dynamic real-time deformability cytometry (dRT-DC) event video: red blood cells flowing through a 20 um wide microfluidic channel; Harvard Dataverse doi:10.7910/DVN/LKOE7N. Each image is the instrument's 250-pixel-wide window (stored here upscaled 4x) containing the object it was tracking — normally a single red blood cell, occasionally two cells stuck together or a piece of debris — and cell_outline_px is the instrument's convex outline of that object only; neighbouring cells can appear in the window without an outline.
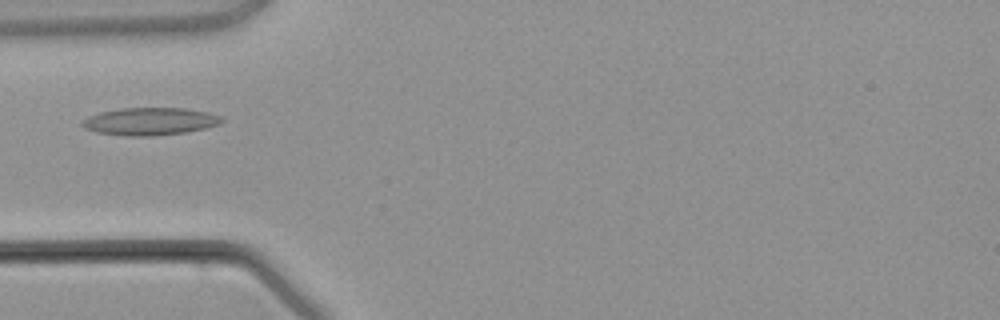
{"species": "common noctule bat (a hibernating species)", "species_latin": "Nyctalus noctula", "temperature_condition": "warm", "stored_images_in_passage": 4, "camera_frame_rate_fps": 3000, "um_per_image_px": 0.085, "animal": {"sex": "male", "body_mass_g": 21.5, "forearm_length_mm": 52.0}, "frame": {"image": 1, "passage_image": 3, "time_ms": 3.0, "image_size_px": [1000, 320], "cell_outline_px": [[224, 120], [220, 124], [204, 128], [184, 132], [152, 136], [128, 136], [96, 132], [84, 128], [80, 124], [88, 116], [100, 112], [120, 108], [184, 108], [208, 112], [220, 116]], "centroid_in_image_um": [12.73, 10.31], "position_along_channel_um": 72.3, "area_um2": 22.31}}
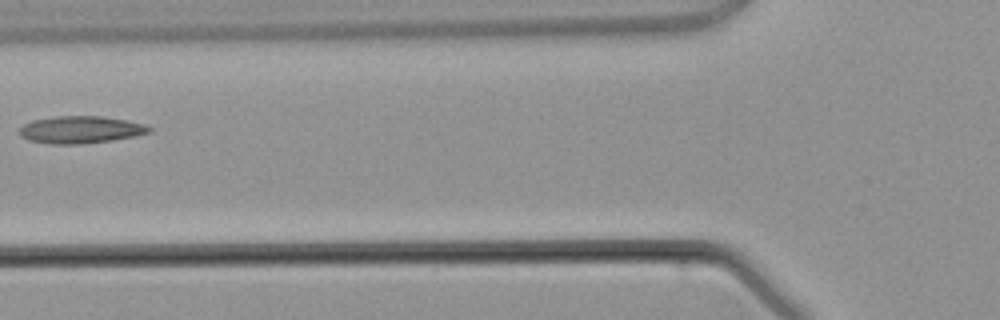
{"frame": {"image": 2, "passage_image": 4, "time_ms": 4.0, "image_size_px": [1000, 320], "cell_outline_px": [[152, 132], [136, 136], [112, 140], [80, 144], [48, 144], [28, 140], [20, 136], [20, 128], [24, 124], [32, 120], [56, 116], [100, 116], [124, 120], [144, 124], [152, 128]], "centroid_in_image_um": [6.84, 11.03], "position_along_channel_um": 119.0, "area_um2": 20.63}}